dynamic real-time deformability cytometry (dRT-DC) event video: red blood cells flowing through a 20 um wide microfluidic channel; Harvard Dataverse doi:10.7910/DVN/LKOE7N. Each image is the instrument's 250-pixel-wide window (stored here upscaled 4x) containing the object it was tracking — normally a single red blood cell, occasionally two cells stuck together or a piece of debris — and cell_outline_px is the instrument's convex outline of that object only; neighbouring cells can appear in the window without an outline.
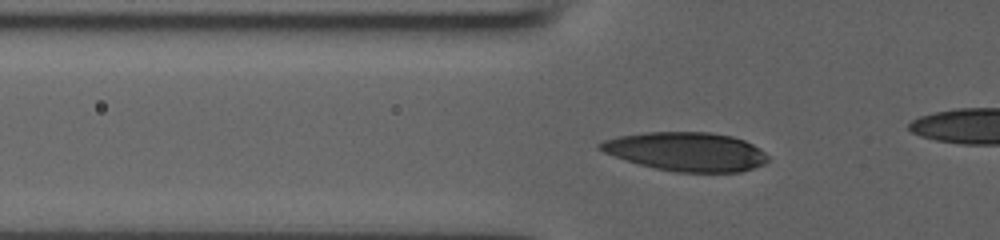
{"species": "human", "species_latin": "Homo sapiens", "temperature_condition": "room temperature", "stored_images_in_passage": 39, "camera_frame_rate_fps": 3000, "um_per_image_px": 0.085, "donor": {"sex": "male"}, "frame": {"image": 1, "passage_image": 12, "time_ms": 3.667, "image_size_px": [1000, 240], "cell_outline_px": [[768, 160], [764, 164], [740, 172], [676, 172], [656, 168], [640, 164], [604, 152], [596, 148], [596, 144], [604, 140], [620, 136], [644, 132], [712, 132], [732, 136], [744, 140], [760, 148], [768, 156]], "centroid_in_image_um": [58.34, 12.88], "position_along_channel_um": 67.5, "area_um2": 37.86}}
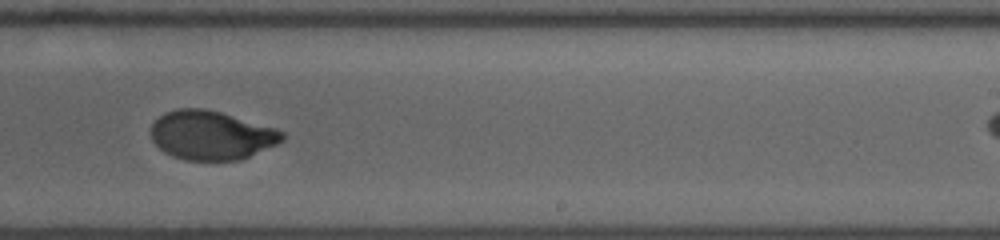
{"frame": {"image": 2, "passage_image": 27, "time_ms": 8.667, "image_size_px": [1000, 240], "cell_outline_px": [[288, 136], [284, 140], [276, 144], [240, 160], [184, 160], [172, 156], [164, 152], [152, 140], [152, 124], [164, 112], [176, 108], [204, 108], [220, 112], [276, 128], [284, 132]], "centroid_in_image_um": [17.97, 11.49], "position_along_channel_um": 271.0, "area_um2": 37.45}}
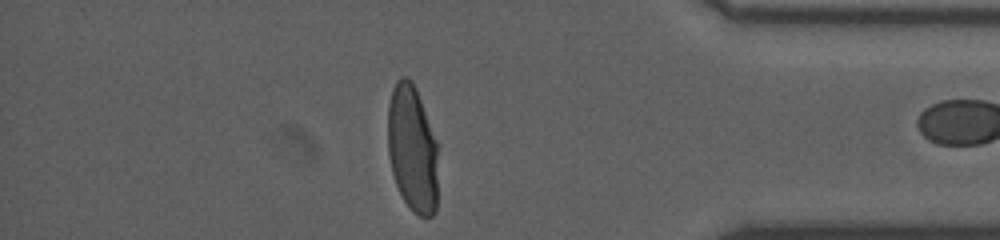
{"frame": {"image": 3, "passage_image": 38, "time_ms": 12.333, "image_size_px": [1000, 240], "cell_outline_px": [[440, 144], [436, 212], [432, 216], [420, 216], [412, 212], [404, 200], [396, 184], [392, 172], [388, 152], [388, 104], [392, 88], [396, 80], [400, 76], [408, 76], [412, 80], [416, 88]], "centroid_in_image_um": [35.1, 12.62], "position_along_channel_um": 400.1, "area_um2": 38.61}}